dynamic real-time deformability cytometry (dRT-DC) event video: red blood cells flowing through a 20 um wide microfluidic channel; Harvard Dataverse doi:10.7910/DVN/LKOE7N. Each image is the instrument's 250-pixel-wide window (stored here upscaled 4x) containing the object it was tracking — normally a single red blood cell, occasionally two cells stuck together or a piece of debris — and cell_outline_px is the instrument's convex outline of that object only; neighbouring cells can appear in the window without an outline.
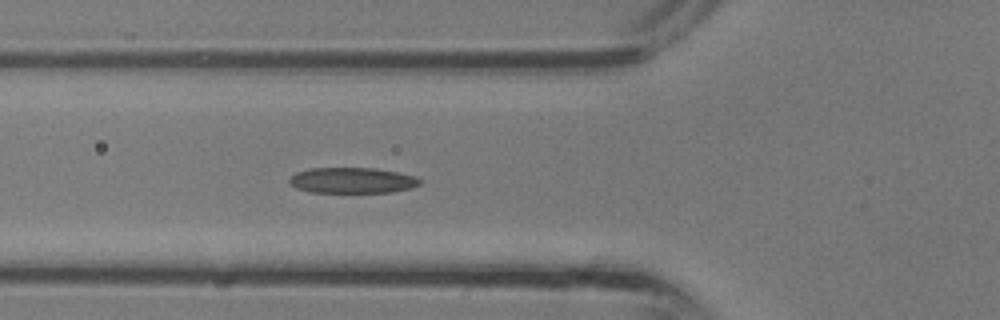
{"species": "common noctule bat (a hibernating species)", "species_latin": "Nyctalus noctula", "temperature_condition": "room temperature", "stored_images_in_passage": 27, "camera_frame_rate_fps": 3000, "um_per_image_px": 0.085, "animal": {"sex": "male", "body_mass_g": 13.3}, "frame": {"image": 1, "passage_image": 8, "time_ms": 2.333, "image_size_px": [1000, 320], "cell_outline_px": [[424, 180], [420, 184], [412, 188], [392, 192], [312, 192], [296, 188], [288, 180], [296, 172], [312, 168], [376, 168], [416, 176]], "centroid_in_image_um": [30.0, 15.33], "position_along_channel_um": 95.8, "area_um2": 19.54}}
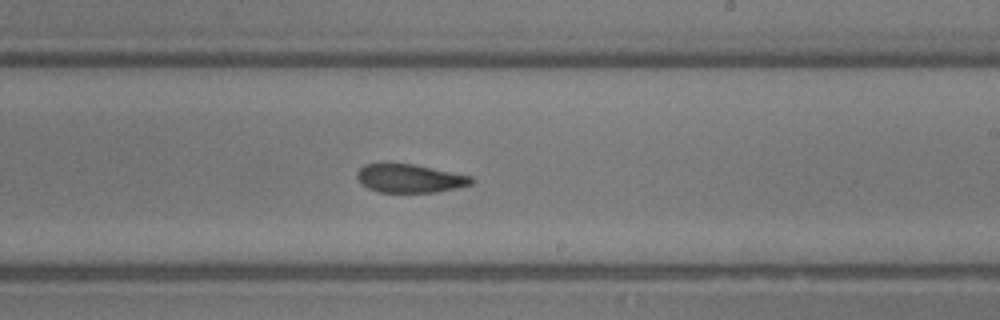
{"frame": {"image": 2, "passage_image": 16, "time_ms": 5.0, "image_size_px": [1000, 320], "cell_outline_px": [[476, 180], [472, 184], [456, 188], [436, 192], [380, 192], [368, 188], [360, 184], [356, 176], [356, 172], [364, 164], [412, 164], [472, 176]], "centroid_in_image_um": [34.83, 15.17], "position_along_channel_um": 254.2, "area_um2": 18.9}}
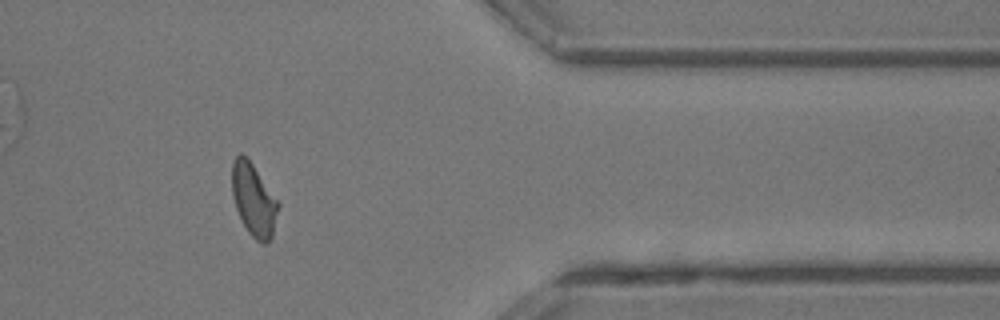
{"frame": {"image": 3, "passage_image": 24, "time_ms": 7.667, "image_size_px": [1000, 320], "cell_outline_px": [[280, 204], [272, 236], [268, 244], [264, 244], [256, 240], [248, 232], [236, 208], [232, 196], [232, 164], [236, 156], [240, 152], [252, 164]], "centroid_in_image_um": [21.57, 17.01], "position_along_channel_um": 389.8, "area_um2": 19.25}}